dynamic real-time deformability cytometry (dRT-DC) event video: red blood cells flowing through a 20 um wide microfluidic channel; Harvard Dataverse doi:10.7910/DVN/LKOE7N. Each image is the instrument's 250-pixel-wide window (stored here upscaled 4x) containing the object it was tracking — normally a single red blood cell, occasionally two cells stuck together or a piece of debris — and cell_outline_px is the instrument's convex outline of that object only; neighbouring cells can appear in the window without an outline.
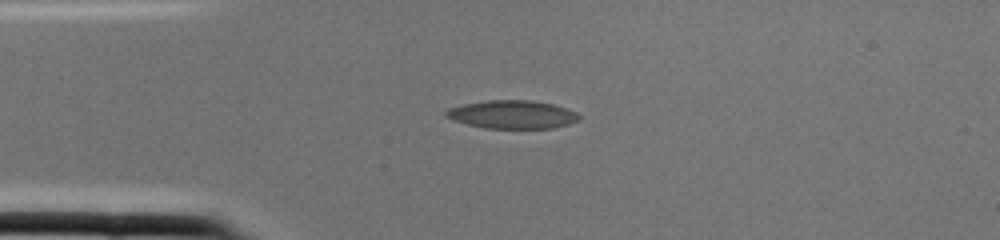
{"species": "common noctule bat (a hibernating species)", "species_latin": "Nyctalus noctula", "temperature_condition": "cold", "stored_images_in_passage": 1, "camera_frame_rate_fps": 3000, "um_per_image_px": 0.085, "animal": {"sex": "female", "body_mass_g": 22.0, "forearm_length_mm": 56.7}, "frame": {"image": 1, "passage_image": 1, "time_ms": 0.0, "image_size_px": [1000, 240], "cell_outline_px": [[580, 120], [568, 124], [552, 128], [484, 128], [452, 120], [444, 116], [444, 112], [448, 108], [464, 104], [488, 100], [532, 100], [552, 104], [576, 112], [580, 116]], "centroid_in_image_um": [43.52, 9.73], "position_along_channel_um": 41.5, "area_um2": 21.85}}